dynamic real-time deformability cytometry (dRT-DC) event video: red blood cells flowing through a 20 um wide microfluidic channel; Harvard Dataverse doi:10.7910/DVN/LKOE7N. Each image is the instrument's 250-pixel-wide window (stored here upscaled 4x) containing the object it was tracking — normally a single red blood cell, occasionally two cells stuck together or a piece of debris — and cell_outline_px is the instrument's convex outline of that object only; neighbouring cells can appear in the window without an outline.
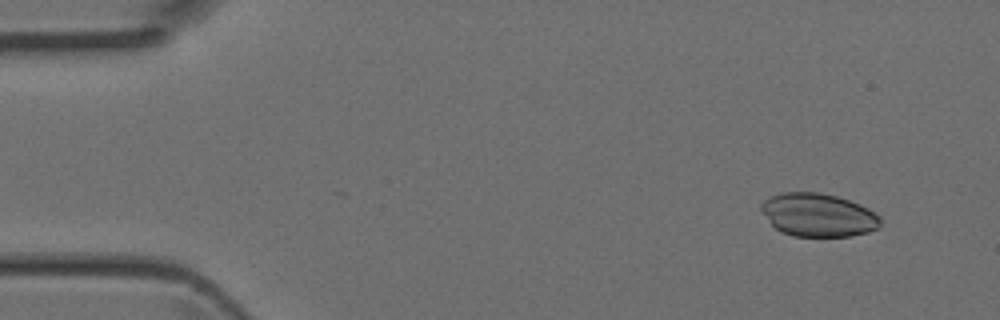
{"species": "Egyptian fruit bat (a non-hibernating species)", "species_latin": "Rousettus aegyptiacus", "temperature_condition": "room temperature", "stored_images_in_passage": 3, "camera_frame_rate_fps": 3000, "um_per_image_px": 0.085, "animal": {"sex": "female"}, "frame": {"image": 1, "passage_image": 1, "time_ms": 0.0, "image_size_px": [1000, 320], "cell_outline_px": [[880, 224], [876, 228], [868, 232], [852, 236], [792, 236], [776, 228], [772, 224], [760, 208], [760, 204], [768, 196], [780, 192], [816, 192], [836, 196], [860, 204], [868, 208], [880, 216]], "centroid_in_image_um": [69.53, 18.26], "position_along_channel_um": 15.5, "area_um2": 29.94}}
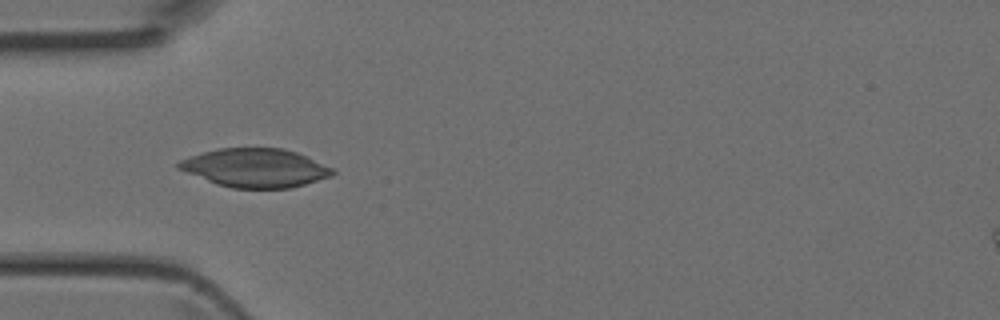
{"frame": {"image": 2, "passage_image": 3, "time_ms": 0.667, "image_size_px": [1000, 320], "cell_outline_px": [[336, 172], [332, 176], [292, 188], [232, 188], [216, 184], [176, 168], [176, 164], [180, 160], [204, 152], [220, 148], [284, 148], [296, 152], [332, 168]], "centroid_in_image_um": [21.7, 14.28], "position_along_channel_um": 63.3, "area_um2": 34.45}}